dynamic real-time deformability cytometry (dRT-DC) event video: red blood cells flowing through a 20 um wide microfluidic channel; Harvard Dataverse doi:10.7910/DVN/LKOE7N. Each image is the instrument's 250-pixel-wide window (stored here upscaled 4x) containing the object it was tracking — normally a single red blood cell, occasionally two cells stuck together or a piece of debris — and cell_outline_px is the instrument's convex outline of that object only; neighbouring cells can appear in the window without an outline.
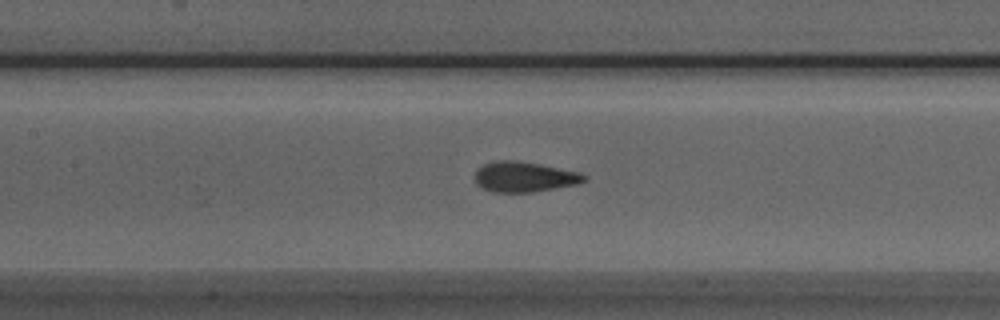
{"species": "Egyptian fruit bat (a non-hibernating species)", "species_latin": "Rousettus aegyptiacus", "temperature_condition": "room temperature", "stored_images_in_passage": 47, "camera_frame_rate_fps": 3000, "um_per_image_px": 0.085, "animal": {"sex": "male"}, "frame": {"image": 1, "passage_image": 22, "time_ms": 7.0, "image_size_px": [1000, 320], "cell_outline_px": [[588, 180], [576, 184], [556, 188], [532, 192], [492, 192], [476, 184], [476, 172], [484, 164], [496, 160], [508, 160], [536, 164], [580, 172], [588, 176]], "centroid_in_image_um": [44.59, 15.04], "position_along_channel_um": 162.8, "area_um2": 18.96}}
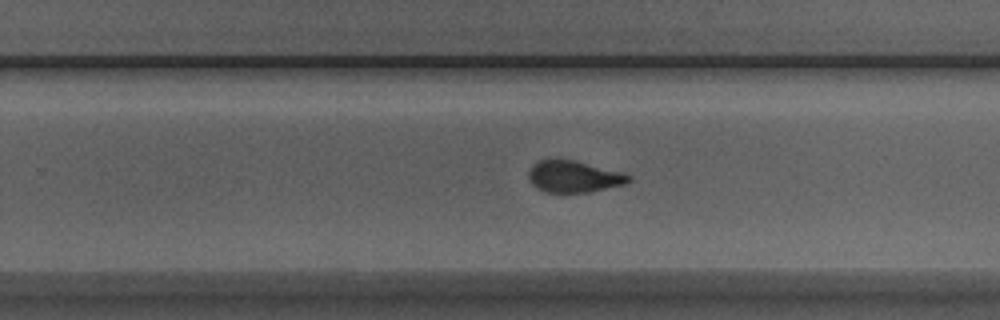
{"frame": {"image": 2, "passage_image": 31, "time_ms": 10.0, "image_size_px": [1000, 320], "cell_outline_px": [[632, 180], [624, 184], [588, 192], [544, 192], [536, 188], [528, 180], [528, 172], [532, 164], [548, 156], [552, 156], [576, 160], [624, 172], [632, 176]], "centroid_in_image_um": [48.73, 14.96], "position_along_channel_um": 281.1, "area_um2": 19.19}}
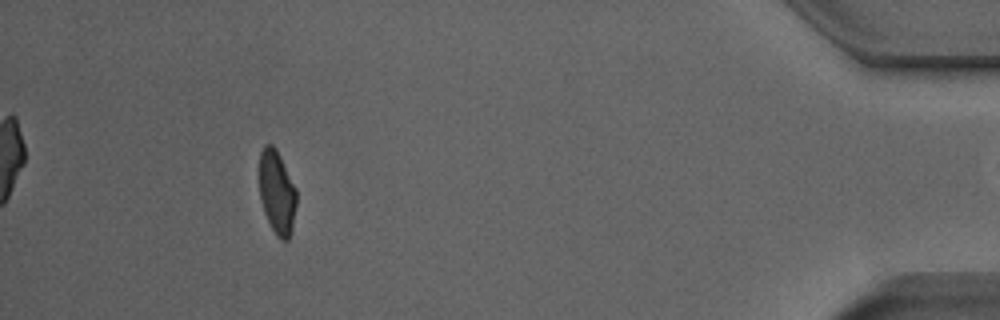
{"frame": {"image": 3, "passage_image": 46, "time_ms": 15.0, "image_size_px": [1000, 320], "cell_outline_px": [[296, 204], [292, 232], [288, 240], [280, 240], [276, 236], [264, 212], [260, 200], [260, 152], [264, 144], [272, 144], [276, 148], [296, 188]], "centroid_in_image_um": [23.55, 16.36], "position_along_channel_um": 411.7, "area_um2": 18.15}}